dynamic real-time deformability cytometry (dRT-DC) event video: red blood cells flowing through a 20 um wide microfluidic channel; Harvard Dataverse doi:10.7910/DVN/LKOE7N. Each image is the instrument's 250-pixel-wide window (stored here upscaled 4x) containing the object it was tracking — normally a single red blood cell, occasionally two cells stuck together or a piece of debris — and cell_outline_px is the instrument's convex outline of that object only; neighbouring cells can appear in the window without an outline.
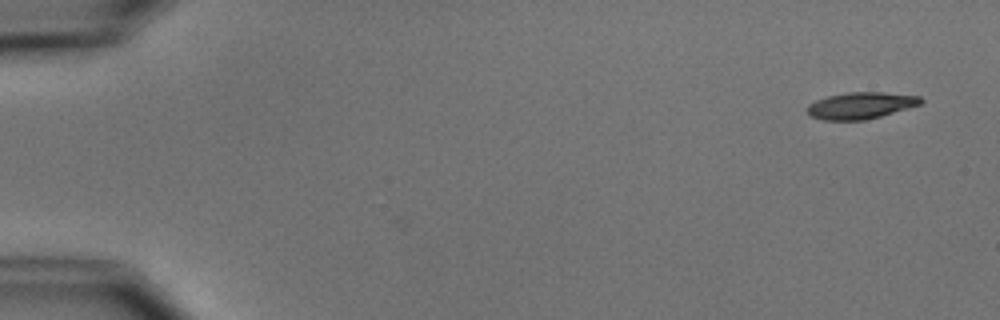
{"species": "common noctule bat (a hibernating species)", "species_latin": "Nyctalus noctula", "temperature_condition": "cold", "stored_images_in_passage": 6, "camera_frame_rate_fps": 3000, "um_per_image_px": 0.085, "animal": {"sex": "male", "body_mass_g": 15.6}, "frame": {"image": 1, "passage_image": 1, "time_ms": 0.0, "image_size_px": [1000, 320], "cell_outline_px": [[924, 100], [920, 104], [880, 116], [864, 120], [824, 120], [812, 116], [808, 112], [808, 104], [816, 100], [828, 96], [848, 92], [884, 92], [920, 96]], "centroid_in_image_um": [73.17, 8.96], "position_along_channel_um": 11.8, "area_um2": 17.4}}
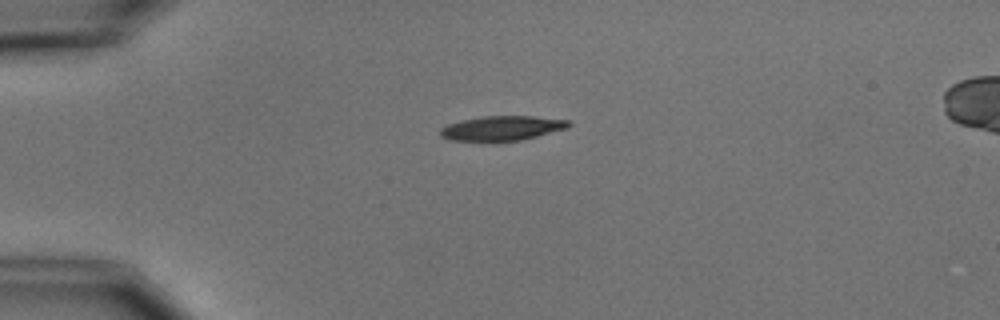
{"frame": {"image": 2, "passage_image": 4, "time_ms": 3.667, "image_size_px": [1000, 320], "cell_outline_px": [[572, 124], [568, 128], [520, 140], [492, 144], [452, 140], [440, 136], [440, 128], [448, 124], [460, 120], [484, 116], [532, 116], [568, 120]], "centroid_in_image_um": [42.61, 10.93], "position_along_channel_um": 42.4, "area_um2": 19.07}}